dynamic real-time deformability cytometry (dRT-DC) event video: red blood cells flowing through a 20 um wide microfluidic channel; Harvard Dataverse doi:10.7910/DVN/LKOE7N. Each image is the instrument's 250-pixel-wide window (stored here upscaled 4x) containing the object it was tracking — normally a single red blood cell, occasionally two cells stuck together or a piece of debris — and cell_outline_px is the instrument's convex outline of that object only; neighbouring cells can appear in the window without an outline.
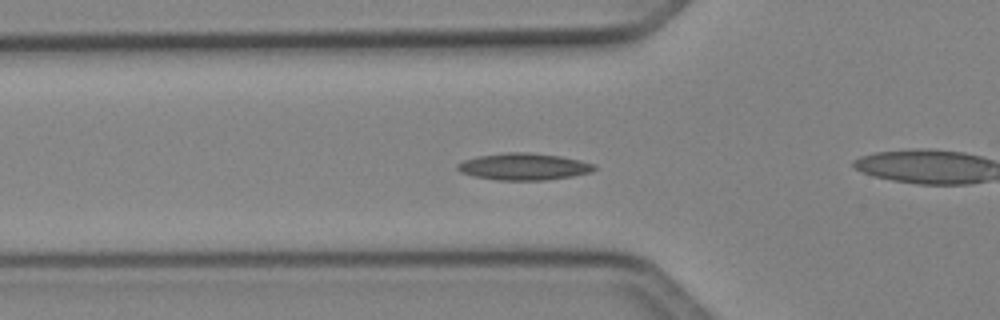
{"species": "Egyptian fruit bat (a non-hibernating species)", "species_latin": "Rousettus aegyptiacus", "temperature_condition": "cold", "stored_images_in_passage": 43, "camera_frame_rate_fps": 3000, "um_per_image_px": 0.085, "animal": {"sex": "female"}, "frame": {"image": 1, "passage_image": 17, "time_ms": 5.333, "image_size_px": [1000, 320], "cell_outline_px": [[596, 168], [592, 172], [572, 176], [544, 180], [496, 180], [476, 176], [460, 172], [456, 168], [456, 164], [464, 160], [476, 156], [504, 152], [528, 152], [560, 156], [580, 160], [596, 164]], "centroid_in_image_um": [44.52, 14.15], "position_along_channel_um": 81.3, "area_um2": 21.5}}
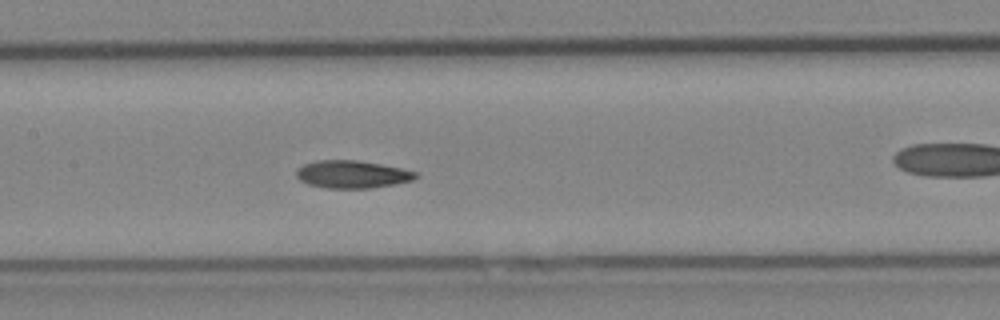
{"frame": {"image": 2, "passage_image": 24, "time_ms": 7.667, "image_size_px": [1000, 320], "cell_outline_px": [[420, 176], [412, 180], [396, 184], [372, 188], [324, 188], [308, 184], [300, 180], [296, 176], [296, 172], [304, 164], [320, 160], [356, 160], [380, 164], [400, 168], [416, 172]], "centroid_in_image_um": [29.95, 14.83], "position_along_channel_um": 177.4, "area_um2": 19.13}}
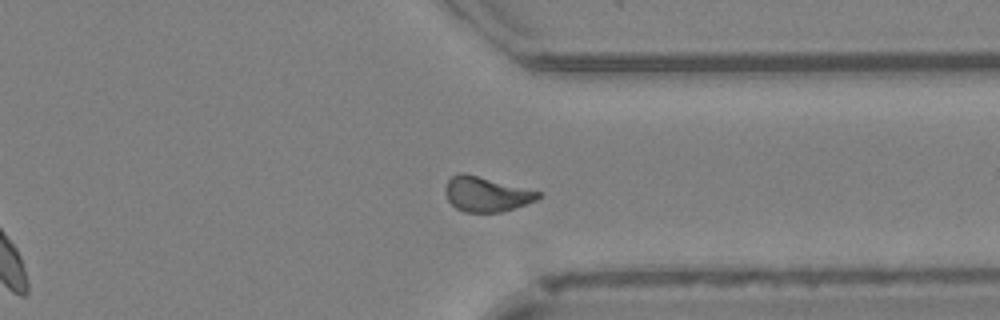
{"frame": {"image": 3, "passage_image": 38, "time_ms": 12.333, "image_size_px": [1000, 320], "cell_outline_px": [[544, 196], [536, 200], [500, 212], [464, 212], [456, 208], [448, 200], [444, 192], [444, 188], [448, 180], [456, 172], [464, 172], [544, 192]], "centroid_in_image_um": [41.34, 16.48], "position_along_channel_um": 370.1, "area_um2": 19.13}, "authors_computed_cell_mechanics": {"area_um2": 19.0162, "velocity_mm_per_s": 4.1207, "shape_relaxation_time_tau1_ms": 6.3315, "shape_relaxation_time_tau2_ms": 3.9499, "deformation_change_tau1": 0.1606, "deformation_change_tau2": 0.0984}}